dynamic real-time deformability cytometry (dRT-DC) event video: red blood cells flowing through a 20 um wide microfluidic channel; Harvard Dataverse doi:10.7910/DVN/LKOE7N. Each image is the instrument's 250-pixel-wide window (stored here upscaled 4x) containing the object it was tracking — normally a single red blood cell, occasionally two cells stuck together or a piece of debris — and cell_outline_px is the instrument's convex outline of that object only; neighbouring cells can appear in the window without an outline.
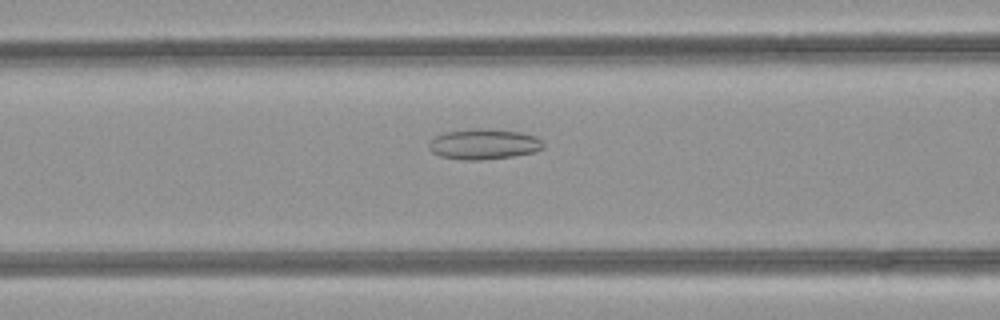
{"species": "common noctule bat (a hibernating species)", "species_latin": "Nyctalus noctula", "temperature_condition": "room temperature", "stored_images_in_passage": 33, "segment_of_instrument_passage": [1, 2], "camera_frame_rate_fps": 3000, "um_per_image_px": 0.085, "animal": {"sex": "female", "body_mass_g": 21.9}, "frame": {"image": 1, "passage_image": 13, "time_ms": 4.0, "image_size_px": [1000, 320], "cell_outline_px": [[544, 148], [532, 152], [512, 156], [480, 160], [460, 160], [440, 156], [432, 152], [428, 148], [428, 144], [436, 136], [444, 132], [472, 128], [488, 128], [520, 132], [536, 136], [544, 144]], "centroid_in_image_um": [41.1, 12.24], "position_along_channel_um": 125.5, "area_um2": 20.4}}
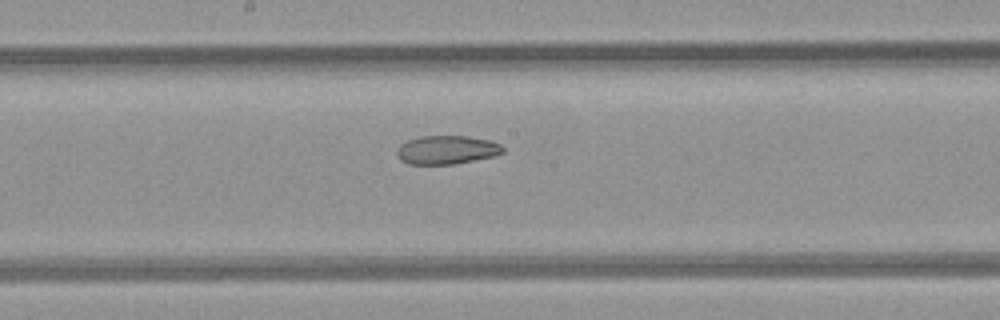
{"frame": {"image": 2, "passage_image": 19, "time_ms": 6.0, "image_size_px": [1000, 320], "cell_outline_px": [[504, 152], [492, 156], [452, 164], [408, 164], [400, 160], [396, 152], [400, 144], [408, 140], [420, 136], [468, 136], [492, 140], [500, 144], [504, 148]], "centroid_in_image_um": [37.96, 12.73], "position_along_channel_um": 210.2, "area_um2": 17.63}}
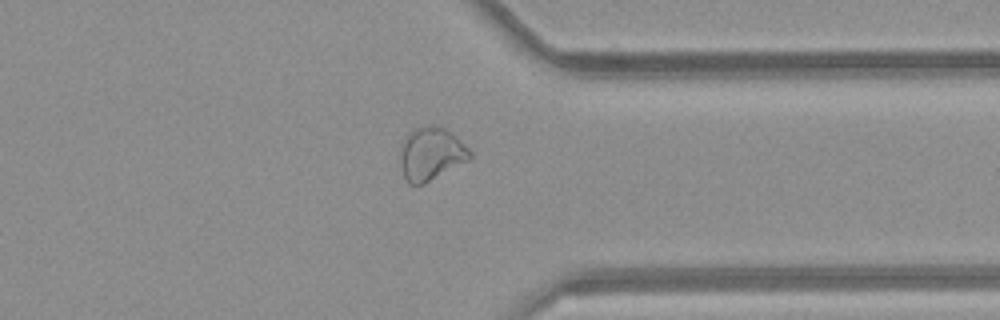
{"frame": {"image": 3, "passage_image": 31, "time_ms": 10.0, "image_size_px": [1000, 320], "cell_outline_px": [[472, 156], [468, 160], [424, 184], [408, 184], [404, 176], [400, 164], [400, 144], [408, 132], [412, 128], [428, 124], [444, 128], [456, 136], [472, 152]], "centroid_in_image_um": [36.6, 13.05], "position_along_channel_um": 374.8, "area_um2": 21.68}}